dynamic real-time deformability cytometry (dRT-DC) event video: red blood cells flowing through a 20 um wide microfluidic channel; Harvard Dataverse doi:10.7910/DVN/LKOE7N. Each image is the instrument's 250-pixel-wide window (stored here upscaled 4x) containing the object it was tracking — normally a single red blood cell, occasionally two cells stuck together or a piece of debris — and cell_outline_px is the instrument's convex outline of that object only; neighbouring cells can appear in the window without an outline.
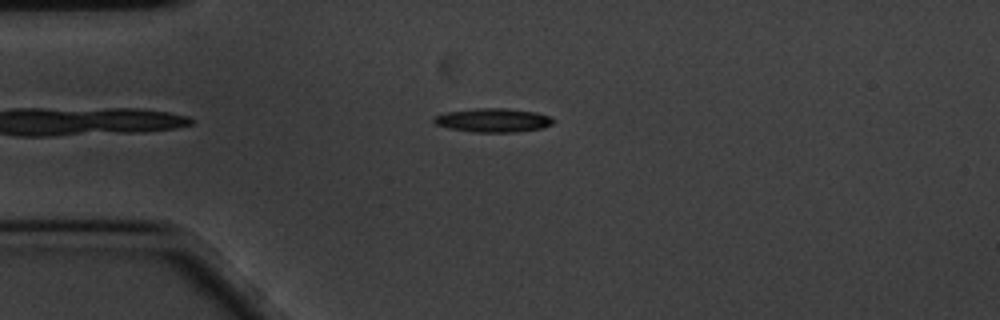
{"species": "common noctule bat (a hibernating species)", "species_latin": "Nyctalus noctula", "temperature_condition": "cold", "stored_images_in_passage": 43, "camera_frame_rate_fps": 3000, "um_per_image_px": 0.085, "animal": {"sex": "male", "body_mass_g": 20.1, "forearm_length_mm": 53.5}, "frame": {"image": 1, "passage_image": 3, "time_ms": 0.667, "image_size_px": [1000, 320], "cell_outline_px": [[556, 120], [552, 124], [544, 128], [516, 132], [472, 132], [448, 128], [436, 124], [432, 120], [432, 116], [448, 112], [476, 108], [504, 108], [536, 112], [548, 116]], "centroid_in_image_um": [41.91, 10.22], "position_along_channel_um": 43.1, "area_um2": 16.65}}
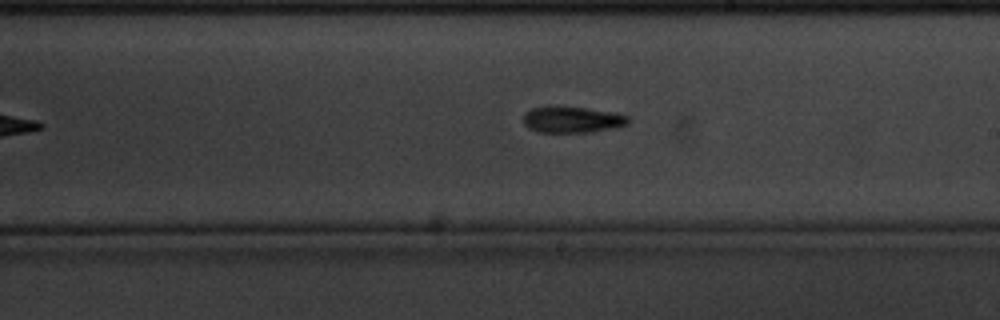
{"frame": {"image": 2, "passage_image": 22, "time_ms": 7.0, "image_size_px": [1000, 320], "cell_outline_px": [[628, 124], [612, 128], [592, 132], [536, 132], [528, 128], [524, 124], [524, 112], [532, 108], [584, 108], [616, 112], [628, 116]], "centroid_in_image_um": [48.65, 10.19], "position_along_channel_um": 240.4, "area_um2": 15.66}}
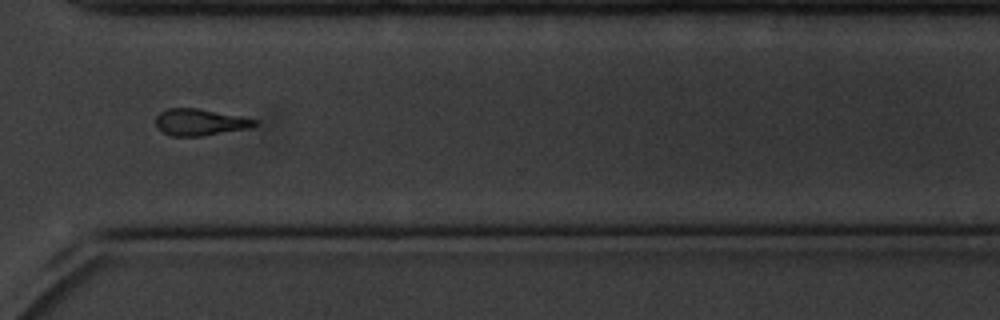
{"frame": {"image": 3, "passage_image": 32, "time_ms": 10.333, "image_size_px": [1000, 320], "cell_outline_px": [[256, 124], [248, 128], [200, 136], [172, 136], [156, 128], [156, 116], [160, 112], [168, 108], [196, 108], [240, 116], [256, 120]], "centroid_in_image_um": [16.93, 10.38], "position_along_channel_um": 353.7, "area_um2": 15.09}, "authors_computed_cell_mechanics": {"area_um2": 15.4904, "velocity_mm_per_s": 3.4031, "shape_relaxation_time_tau1_ms": 2.9482, "shape_relaxation_time_tau2_ms": 8.6651, "deformation_change_tau1": 0.1381, "deformation_change_tau2": 0.1839}}